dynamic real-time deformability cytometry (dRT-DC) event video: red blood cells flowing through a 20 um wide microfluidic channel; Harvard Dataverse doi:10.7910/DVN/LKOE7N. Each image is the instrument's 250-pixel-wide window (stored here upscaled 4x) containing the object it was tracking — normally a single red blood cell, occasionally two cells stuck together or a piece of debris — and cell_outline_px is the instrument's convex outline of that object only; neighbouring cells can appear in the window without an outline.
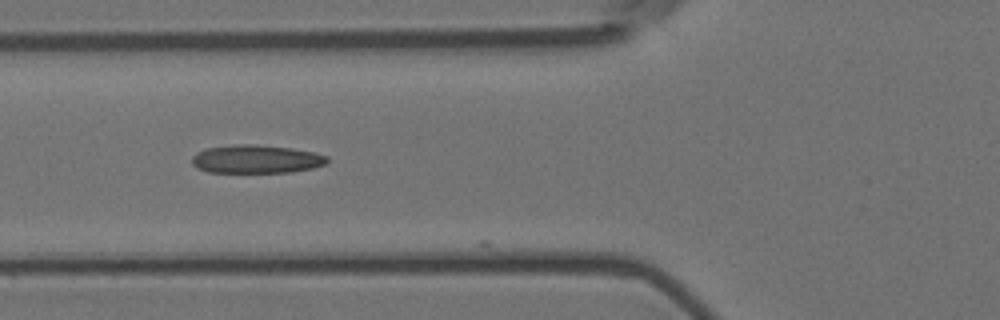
{"species": "Egyptian fruit bat (a non-hibernating species)", "species_latin": "Rousettus aegyptiacus", "temperature_condition": "room temperature", "stored_images_in_passage": 6, "camera_frame_rate_fps": 3000, "um_per_image_px": 0.085, "animal": {"sex": "female"}, "frame": {"image": 1, "passage_image": 5, "time_ms": 1.333, "image_size_px": [1000, 320], "cell_outline_px": [[328, 160], [324, 164], [312, 168], [292, 172], [208, 172], [196, 168], [192, 164], [192, 156], [196, 152], [208, 148], [236, 144], [256, 144], [292, 148], [312, 152], [328, 156]], "centroid_in_image_um": [21.75, 13.52], "position_along_channel_um": 104.0, "area_um2": 22.31}}
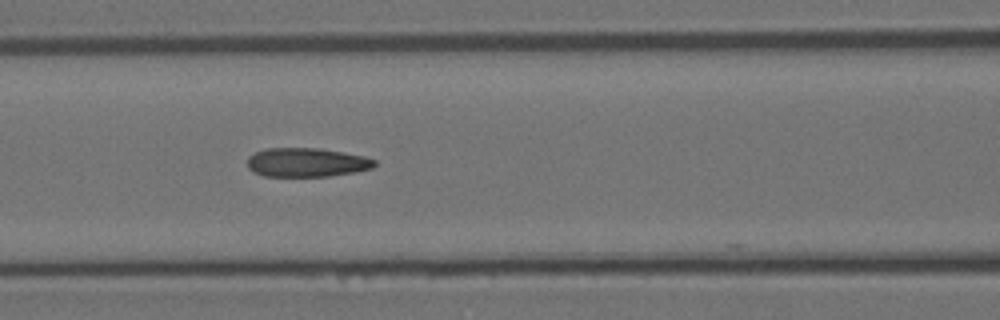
{"frame": {"image": 2, "passage_image": 6, "time_ms": 1.667, "image_size_px": [1000, 320], "cell_outline_px": [[376, 164], [372, 168], [352, 172], [328, 176], [264, 176], [252, 172], [248, 168], [248, 156], [264, 148], [320, 148], [344, 152], [364, 156], [376, 160]], "centroid_in_image_um": [26.04, 13.79], "position_along_channel_um": 140.6, "area_um2": 21.5}}